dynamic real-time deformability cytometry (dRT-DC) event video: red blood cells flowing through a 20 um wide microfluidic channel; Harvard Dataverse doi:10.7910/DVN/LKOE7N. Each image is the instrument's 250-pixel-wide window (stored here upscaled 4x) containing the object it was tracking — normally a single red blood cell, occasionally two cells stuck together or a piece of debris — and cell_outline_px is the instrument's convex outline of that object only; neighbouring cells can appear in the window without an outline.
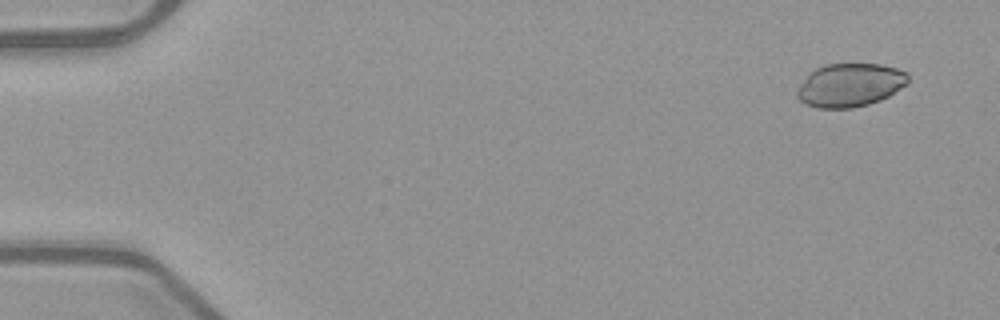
{"species": "common noctule bat (a hibernating species)", "species_latin": "Nyctalus noctula", "temperature_condition": "warm", "stored_images_in_passage": 50, "camera_frame_rate_fps": 3000, "um_per_image_px": 0.085, "animal": {"sex": "female", "body_mass_g": 21.9}, "frame": {"image": 1, "passage_image": 1, "time_ms": 0.0, "image_size_px": [1000, 320], "cell_outline_px": [[908, 84], [888, 96], [880, 100], [868, 104], [852, 108], [816, 108], [804, 104], [796, 96], [796, 92], [800, 84], [808, 72], [824, 64], [880, 64], [896, 68], [908, 72]], "centroid_in_image_um": [72.23, 7.23], "position_along_channel_um": 12.8, "area_um2": 28.32}}
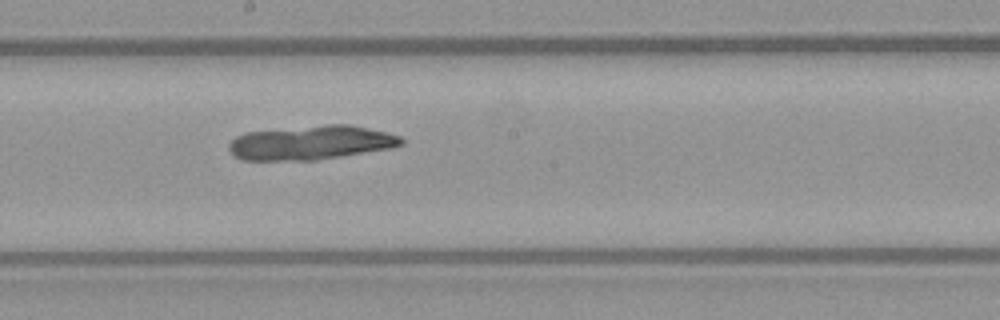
{"frame": {"image": 2, "passage_image": 27, "time_ms": 8.667, "image_size_px": [1000, 320], "cell_outline_px": [[404, 144], [392, 148], [316, 160], [240, 160], [232, 156], [228, 148], [228, 144], [236, 136], [248, 132], [328, 124], [348, 124], [384, 132], [400, 136], [404, 140]], "centroid_in_image_um": [26.41, 12.14], "position_along_channel_um": 221.8, "area_um2": 34.22}}
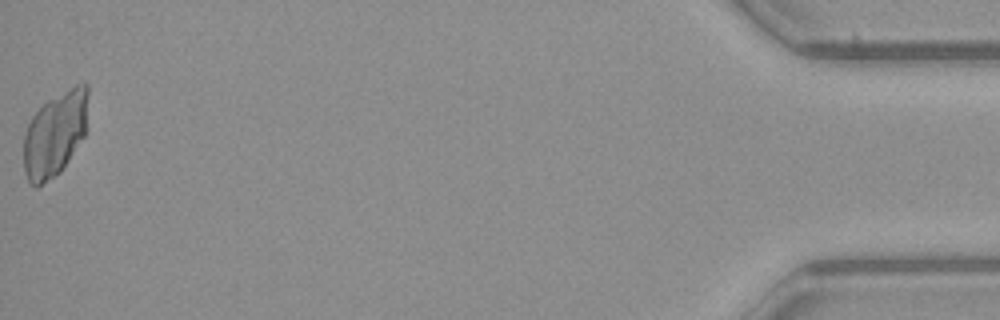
{"frame": {"image": 3, "passage_image": 50, "time_ms": 16.333, "image_size_px": [1000, 320], "cell_outline_px": [[88, 92], [84, 136], [60, 172], [36, 188], [28, 180], [24, 172], [24, 136], [28, 124], [32, 116], [48, 100], [76, 84], [88, 84]], "centroid_in_image_um": [4.66, 11.4], "position_along_channel_um": 430.5, "area_um2": 31.33}}